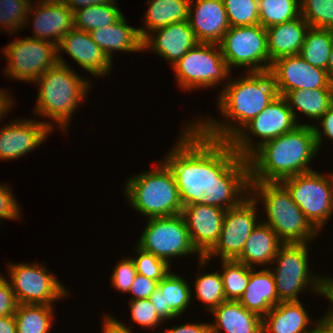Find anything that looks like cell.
Wrapping results in <instances>:
<instances>
[{
  "instance_id": "obj_15",
  "label": "cell",
  "mask_w": 333,
  "mask_h": 333,
  "mask_svg": "<svg viewBox=\"0 0 333 333\" xmlns=\"http://www.w3.org/2000/svg\"><path fill=\"white\" fill-rule=\"evenodd\" d=\"M258 204L249 195L238 206L226 210L219 240L205 257L199 259L200 267L206 266L212 257L236 260L241 255L250 234L259 224Z\"/></svg>"
},
{
  "instance_id": "obj_10",
  "label": "cell",
  "mask_w": 333,
  "mask_h": 333,
  "mask_svg": "<svg viewBox=\"0 0 333 333\" xmlns=\"http://www.w3.org/2000/svg\"><path fill=\"white\" fill-rule=\"evenodd\" d=\"M229 69L241 68L246 72L271 69L266 28L260 24L230 27L219 43ZM264 63V64H263Z\"/></svg>"
},
{
  "instance_id": "obj_55",
  "label": "cell",
  "mask_w": 333,
  "mask_h": 333,
  "mask_svg": "<svg viewBox=\"0 0 333 333\" xmlns=\"http://www.w3.org/2000/svg\"><path fill=\"white\" fill-rule=\"evenodd\" d=\"M316 333H333V322L326 318L319 325Z\"/></svg>"
},
{
  "instance_id": "obj_31",
  "label": "cell",
  "mask_w": 333,
  "mask_h": 333,
  "mask_svg": "<svg viewBox=\"0 0 333 333\" xmlns=\"http://www.w3.org/2000/svg\"><path fill=\"white\" fill-rule=\"evenodd\" d=\"M292 110L298 125L302 124L297 119V111L303 113L309 119L318 121L333 105V88H317L313 90L294 89L283 96Z\"/></svg>"
},
{
  "instance_id": "obj_7",
  "label": "cell",
  "mask_w": 333,
  "mask_h": 333,
  "mask_svg": "<svg viewBox=\"0 0 333 333\" xmlns=\"http://www.w3.org/2000/svg\"><path fill=\"white\" fill-rule=\"evenodd\" d=\"M309 243L282 244L273 259L276 266L270 268L275 280L280 302L299 301V294L306 289L327 298L329 276L311 272ZM306 288V289H305Z\"/></svg>"
},
{
  "instance_id": "obj_39",
  "label": "cell",
  "mask_w": 333,
  "mask_h": 333,
  "mask_svg": "<svg viewBox=\"0 0 333 333\" xmlns=\"http://www.w3.org/2000/svg\"><path fill=\"white\" fill-rule=\"evenodd\" d=\"M31 4V0H0V29L12 35L25 27Z\"/></svg>"
},
{
  "instance_id": "obj_9",
  "label": "cell",
  "mask_w": 333,
  "mask_h": 333,
  "mask_svg": "<svg viewBox=\"0 0 333 333\" xmlns=\"http://www.w3.org/2000/svg\"><path fill=\"white\" fill-rule=\"evenodd\" d=\"M327 176L313 170L280 182L319 232L333 214V176Z\"/></svg>"
},
{
  "instance_id": "obj_35",
  "label": "cell",
  "mask_w": 333,
  "mask_h": 333,
  "mask_svg": "<svg viewBox=\"0 0 333 333\" xmlns=\"http://www.w3.org/2000/svg\"><path fill=\"white\" fill-rule=\"evenodd\" d=\"M122 15L116 4L91 5L74 11V27L90 32L115 23Z\"/></svg>"
},
{
  "instance_id": "obj_11",
  "label": "cell",
  "mask_w": 333,
  "mask_h": 333,
  "mask_svg": "<svg viewBox=\"0 0 333 333\" xmlns=\"http://www.w3.org/2000/svg\"><path fill=\"white\" fill-rule=\"evenodd\" d=\"M137 246L164 260L171 266V258L198 255L181 214L148 218Z\"/></svg>"
},
{
  "instance_id": "obj_19",
  "label": "cell",
  "mask_w": 333,
  "mask_h": 333,
  "mask_svg": "<svg viewBox=\"0 0 333 333\" xmlns=\"http://www.w3.org/2000/svg\"><path fill=\"white\" fill-rule=\"evenodd\" d=\"M226 210L205 204L183 206L184 218L191 241L197 252L205 257L216 245L222 231Z\"/></svg>"
},
{
  "instance_id": "obj_4",
  "label": "cell",
  "mask_w": 333,
  "mask_h": 333,
  "mask_svg": "<svg viewBox=\"0 0 333 333\" xmlns=\"http://www.w3.org/2000/svg\"><path fill=\"white\" fill-rule=\"evenodd\" d=\"M34 83L40 88L33 113L49 118L50 129L53 130L56 124L66 132L72 114L87 98L91 88L89 79L79 76L70 65L57 63Z\"/></svg>"
},
{
  "instance_id": "obj_13",
  "label": "cell",
  "mask_w": 333,
  "mask_h": 333,
  "mask_svg": "<svg viewBox=\"0 0 333 333\" xmlns=\"http://www.w3.org/2000/svg\"><path fill=\"white\" fill-rule=\"evenodd\" d=\"M44 264L8 263L9 283L18 304L53 305L69 295L67 288Z\"/></svg>"
},
{
  "instance_id": "obj_45",
  "label": "cell",
  "mask_w": 333,
  "mask_h": 333,
  "mask_svg": "<svg viewBox=\"0 0 333 333\" xmlns=\"http://www.w3.org/2000/svg\"><path fill=\"white\" fill-rule=\"evenodd\" d=\"M11 192L10 186L0 183V219L2 220L22 219L19 203Z\"/></svg>"
},
{
  "instance_id": "obj_47",
  "label": "cell",
  "mask_w": 333,
  "mask_h": 333,
  "mask_svg": "<svg viewBox=\"0 0 333 333\" xmlns=\"http://www.w3.org/2000/svg\"><path fill=\"white\" fill-rule=\"evenodd\" d=\"M17 305L9 280L0 274V316L14 315Z\"/></svg>"
},
{
  "instance_id": "obj_40",
  "label": "cell",
  "mask_w": 333,
  "mask_h": 333,
  "mask_svg": "<svg viewBox=\"0 0 333 333\" xmlns=\"http://www.w3.org/2000/svg\"><path fill=\"white\" fill-rule=\"evenodd\" d=\"M300 15L310 27L333 29V0H300Z\"/></svg>"
},
{
  "instance_id": "obj_3",
  "label": "cell",
  "mask_w": 333,
  "mask_h": 333,
  "mask_svg": "<svg viewBox=\"0 0 333 333\" xmlns=\"http://www.w3.org/2000/svg\"><path fill=\"white\" fill-rule=\"evenodd\" d=\"M318 151L313 126L298 125L264 142L248 157L250 181L281 182L313 171L309 166Z\"/></svg>"
},
{
  "instance_id": "obj_51",
  "label": "cell",
  "mask_w": 333,
  "mask_h": 333,
  "mask_svg": "<svg viewBox=\"0 0 333 333\" xmlns=\"http://www.w3.org/2000/svg\"><path fill=\"white\" fill-rule=\"evenodd\" d=\"M65 5L73 12L77 9L100 4H117V0H65Z\"/></svg>"
},
{
  "instance_id": "obj_34",
  "label": "cell",
  "mask_w": 333,
  "mask_h": 333,
  "mask_svg": "<svg viewBox=\"0 0 333 333\" xmlns=\"http://www.w3.org/2000/svg\"><path fill=\"white\" fill-rule=\"evenodd\" d=\"M332 44L333 29L310 27L299 56L312 66L326 70Z\"/></svg>"
},
{
  "instance_id": "obj_29",
  "label": "cell",
  "mask_w": 333,
  "mask_h": 333,
  "mask_svg": "<svg viewBox=\"0 0 333 333\" xmlns=\"http://www.w3.org/2000/svg\"><path fill=\"white\" fill-rule=\"evenodd\" d=\"M250 268V278L245 292L238 302L248 311L262 318L280 301L276 291L275 280L269 268Z\"/></svg>"
},
{
  "instance_id": "obj_36",
  "label": "cell",
  "mask_w": 333,
  "mask_h": 333,
  "mask_svg": "<svg viewBox=\"0 0 333 333\" xmlns=\"http://www.w3.org/2000/svg\"><path fill=\"white\" fill-rule=\"evenodd\" d=\"M259 24L264 28L291 21L300 16V0H258Z\"/></svg>"
},
{
  "instance_id": "obj_1",
  "label": "cell",
  "mask_w": 333,
  "mask_h": 333,
  "mask_svg": "<svg viewBox=\"0 0 333 333\" xmlns=\"http://www.w3.org/2000/svg\"><path fill=\"white\" fill-rule=\"evenodd\" d=\"M162 160L173 172L183 206L200 204L207 190L241 157L230 141L208 138L186 123Z\"/></svg>"
},
{
  "instance_id": "obj_41",
  "label": "cell",
  "mask_w": 333,
  "mask_h": 333,
  "mask_svg": "<svg viewBox=\"0 0 333 333\" xmlns=\"http://www.w3.org/2000/svg\"><path fill=\"white\" fill-rule=\"evenodd\" d=\"M230 27L259 24L258 0H222Z\"/></svg>"
},
{
  "instance_id": "obj_32",
  "label": "cell",
  "mask_w": 333,
  "mask_h": 333,
  "mask_svg": "<svg viewBox=\"0 0 333 333\" xmlns=\"http://www.w3.org/2000/svg\"><path fill=\"white\" fill-rule=\"evenodd\" d=\"M147 4L143 18L145 28H138L142 39L166 25L188 21L190 0H148Z\"/></svg>"
},
{
  "instance_id": "obj_20",
  "label": "cell",
  "mask_w": 333,
  "mask_h": 333,
  "mask_svg": "<svg viewBox=\"0 0 333 333\" xmlns=\"http://www.w3.org/2000/svg\"><path fill=\"white\" fill-rule=\"evenodd\" d=\"M30 14H33V19ZM29 16L30 20L33 21L34 34L32 38L45 40L56 45L65 34L75 28L74 12L61 1L36 0V4L30 6L26 25H28Z\"/></svg>"
},
{
  "instance_id": "obj_17",
  "label": "cell",
  "mask_w": 333,
  "mask_h": 333,
  "mask_svg": "<svg viewBox=\"0 0 333 333\" xmlns=\"http://www.w3.org/2000/svg\"><path fill=\"white\" fill-rule=\"evenodd\" d=\"M51 131L48 121L40 118L10 121L0 127V160L24 157L45 142Z\"/></svg>"
},
{
  "instance_id": "obj_2",
  "label": "cell",
  "mask_w": 333,
  "mask_h": 333,
  "mask_svg": "<svg viewBox=\"0 0 333 333\" xmlns=\"http://www.w3.org/2000/svg\"><path fill=\"white\" fill-rule=\"evenodd\" d=\"M244 73L246 75L241 78L230 77L222 90L219 89L217 106L223 119H226H222L223 123L214 117L201 116L196 121L191 120L208 138L230 141L279 96L270 70Z\"/></svg>"
},
{
  "instance_id": "obj_21",
  "label": "cell",
  "mask_w": 333,
  "mask_h": 333,
  "mask_svg": "<svg viewBox=\"0 0 333 333\" xmlns=\"http://www.w3.org/2000/svg\"><path fill=\"white\" fill-rule=\"evenodd\" d=\"M250 173L248 158L240 157L210 187L200 204L220 207L224 210L238 206L249 195Z\"/></svg>"
},
{
  "instance_id": "obj_57",
  "label": "cell",
  "mask_w": 333,
  "mask_h": 333,
  "mask_svg": "<svg viewBox=\"0 0 333 333\" xmlns=\"http://www.w3.org/2000/svg\"><path fill=\"white\" fill-rule=\"evenodd\" d=\"M51 1H61V2H64L65 0H51Z\"/></svg>"
},
{
  "instance_id": "obj_38",
  "label": "cell",
  "mask_w": 333,
  "mask_h": 333,
  "mask_svg": "<svg viewBox=\"0 0 333 333\" xmlns=\"http://www.w3.org/2000/svg\"><path fill=\"white\" fill-rule=\"evenodd\" d=\"M194 283L196 299L206 305L205 310L212 312L219 304L226 301L223 289V281L219 271L197 274Z\"/></svg>"
},
{
  "instance_id": "obj_49",
  "label": "cell",
  "mask_w": 333,
  "mask_h": 333,
  "mask_svg": "<svg viewBox=\"0 0 333 333\" xmlns=\"http://www.w3.org/2000/svg\"><path fill=\"white\" fill-rule=\"evenodd\" d=\"M155 333V332H154ZM162 333H211L210 322L201 323H188L184 325L175 326L165 329Z\"/></svg>"
},
{
  "instance_id": "obj_25",
  "label": "cell",
  "mask_w": 333,
  "mask_h": 333,
  "mask_svg": "<svg viewBox=\"0 0 333 333\" xmlns=\"http://www.w3.org/2000/svg\"><path fill=\"white\" fill-rule=\"evenodd\" d=\"M302 302H279L262 318L263 333H316L327 312L310 328L311 319ZM309 324V325H308Z\"/></svg>"
},
{
  "instance_id": "obj_14",
  "label": "cell",
  "mask_w": 333,
  "mask_h": 333,
  "mask_svg": "<svg viewBox=\"0 0 333 333\" xmlns=\"http://www.w3.org/2000/svg\"><path fill=\"white\" fill-rule=\"evenodd\" d=\"M1 53L8 61L5 74L15 81L34 83L58 63L56 44L30 36L13 40Z\"/></svg>"
},
{
  "instance_id": "obj_50",
  "label": "cell",
  "mask_w": 333,
  "mask_h": 333,
  "mask_svg": "<svg viewBox=\"0 0 333 333\" xmlns=\"http://www.w3.org/2000/svg\"><path fill=\"white\" fill-rule=\"evenodd\" d=\"M103 326H102V333H132L130 328L123 325L118 319H115L113 316H103Z\"/></svg>"
},
{
  "instance_id": "obj_33",
  "label": "cell",
  "mask_w": 333,
  "mask_h": 333,
  "mask_svg": "<svg viewBox=\"0 0 333 333\" xmlns=\"http://www.w3.org/2000/svg\"><path fill=\"white\" fill-rule=\"evenodd\" d=\"M54 305L18 304L14 317L17 333H50Z\"/></svg>"
},
{
  "instance_id": "obj_27",
  "label": "cell",
  "mask_w": 333,
  "mask_h": 333,
  "mask_svg": "<svg viewBox=\"0 0 333 333\" xmlns=\"http://www.w3.org/2000/svg\"><path fill=\"white\" fill-rule=\"evenodd\" d=\"M309 28L301 15L291 21L266 28L270 62L285 56L299 55Z\"/></svg>"
},
{
  "instance_id": "obj_42",
  "label": "cell",
  "mask_w": 333,
  "mask_h": 333,
  "mask_svg": "<svg viewBox=\"0 0 333 333\" xmlns=\"http://www.w3.org/2000/svg\"><path fill=\"white\" fill-rule=\"evenodd\" d=\"M134 252L138 254L137 257L132 258L138 274L160 282L170 272L171 266L152 253L141 249L137 245Z\"/></svg>"
},
{
  "instance_id": "obj_48",
  "label": "cell",
  "mask_w": 333,
  "mask_h": 333,
  "mask_svg": "<svg viewBox=\"0 0 333 333\" xmlns=\"http://www.w3.org/2000/svg\"><path fill=\"white\" fill-rule=\"evenodd\" d=\"M320 121L318 125H312L315 133L316 143L318 150L323 145L322 141L324 137H327L333 141V105L327 110V112L318 120Z\"/></svg>"
},
{
  "instance_id": "obj_53",
  "label": "cell",
  "mask_w": 333,
  "mask_h": 333,
  "mask_svg": "<svg viewBox=\"0 0 333 333\" xmlns=\"http://www.w3.org/2000/svg\"><path fill=\"white\" fill-rule=\"evenodd\" d=\"M0 333H17L14 315L0 316Z\"/></svg>"
},
{
  "instance_id": "obj_16",
  "label": "cell",
  "mask_w": 333,
  "mask_h": 333,
  "mask_svg": "<svg viewBox=\"0 0 333 333\" xmlns=\"http://www.w3.org/2000/svg\"><path fill=\"white\" fill-rule=\"evenodd\" d=\"M270 72L279 96L294 89L333 88L325 69L312 66L299 55L277 59L272 63Z\"/></svg>"
},
{
  "instance_id": "obj_22",
  "label": "cell",
  "mask_w": 333,
  "mask_h": 333,
  "mask_svg": "<svg viewBox=\"0 0 333 333\" xmlns=\"http://www.w3.org/2000/svg\"><path fill=\"white\" fill-rule=\"evenodd\" d=\"M198 43L189 22L180 21L150 32L143 39V51L151 49L173 66Z\"/></svg>"
},
{
  "instance_id": "obj_23",
  "label": "cell",
  "mask_w": 333,
  "mask_h": 333,
  "mask_svg": "<svg viewBox=\"0 0 333 333\" xmlns=\"http://www.w3.org/2000/svg\"><path fill=\"white\" fill-rule=\"evenodd\" d=\"M188 22L199 43L219 44L230 28L222 0H190Z\"/></svg>"
},
{
  "instance_id": "obj_44",
  "label": "cell",
  "mask_w": 333,
  "mask_h": 333,
  "mask_svg": "<svg viewBox=\"0 0 333 333\" xmlns=\"http://www.w3.org/2000/svg\"><path fill=\"white\" fill-rule=\"evenodd\" d=\"M111 277L112 286L120 292L128 293L137 274L132 257H126L119 261L113 269Z\"/></svg>"
},
{
  "instance_id": "obj_54",
  "label": "cell",
  "mask_w": 333,
  "mask_h": 333,
  "mask_svg": "<svg viewBox=\"0 0 333 333\" xmlns=\"http://www.w3.org/2000/svg\"><path fill=\"white\" fill-rule=\"evenodd\" d=\"M327 299L330 301V308H328L327 318L333 322V278L328 279Z\"/></svg>"
},
{
  "instance_id": "obj_46",
  "label": "cell",
  "mask_w": 333,
  "mask_h": 333,
  "mask_svg": "<svg viewBox=\"0 0 333 333\" xmlns=\"http://www.w3.org/2000/svg\"><path fill=\"white\" fill-rule=\"evenodd\" d=\"M158 281L146 276L136 274L128 293H131L129 300L147 299L158 287Z\"/></svg>"
},
{
  "instance_id": "obj_56",
  "label": "cell",
  "mask_w": 333,
  "mask_h": 333,
  "mask_svg": "<svg viewBox=\"0 0 333 333\" xmlns=\"http://www.w3.org/2000/svg\"><path fill=\"white\" fill-rule=\"evenodd\" d=\"M326 71H327L330 81L333 83V44L331 47V53H330V57H329V60L327 63Z\"/></svg>"
},
{
  "instance_id": "obj_28",
  "label": "cell",
  "mask_w": 333,
  "mask_h": 333,
  "mask_svg": "<svg viewBox=\"0 0 333 333\" xmlns=\"http://www.w3.org/2000/svg\"><path fill=\"white\" fill-rule=\"evenodd\" d=\"M215 320L210 323L211 333H263L262 317L248 311L241 303L226 300L212 312Z\"/></svg>"
},
{
  "instance_id": "obj_26",
  "label": "cell",
  "mask_w": 333,
  "mask_h": 333,
  "mask_svg": "<svg viewBox=\"0 0 333 333\" xmlns=\"http://www.w3.org/2000/svg\"><path fill=\"white\" fill-rule=\"evenodd\" d=\"M89 33L111 62L116 51L143 52V39L139 29L129 26L124 15L115 23Z\"/></svg>"
},
{
  "instance_id": "obj_43",
  "label": "cell",
  "mask_w": 333,
  "mask_h": 333,
  "mask_svg": "<svg viewBox=\"0 0 333 333\" xmlns=\"http://www.w3.org/2000/svg\"><path fill=\"white\" fill-rule=\"evenodd\" d=\"M131 320L141 327L155 329L163 323L153 303L147 299L129 300Z\"/></svg>"
},
{
  "instance_id": "obj_18",
  "label": "cell",
  "mask_w": 333,
  "mask_h": 333,
  "mask_svg": "<svg viewBox=\"0 0 333 333\" xmlns=\"http://www.w3.org/2000/svg\"><path fill=\"white\" fill-rule=\"evenodd\" d=\"M64 50L70 57L94 77H105L111 73L112 62L103 50L92 40L89 32L77 29L70 30L57 44L58 63L68 65L61 55ZM104 75V76H103Z\"/></svg>"
},
{
  "instance_id": "obj_37",
  "label": "cell",
  "mask_w": 333,
  "mask_h": 333,
  "mask_svg": "<svg viewBox=\"0 0 333 333\" xmlns=\"http://www.w3.org/2000/svg\"><path fill=\"white\" fill-rule=\"evenodd\" d=\"M220 274L226 300L238 301L250 278V267L237 260H221Z\"/></svg>"
},
{
  "instance_id": "obj_30",
  "label": "cell",
  "mask_w": 333,
  "mask_h": 333,
  "mask_svg": "<svg viewBox=\"0 0 333 333\" xmlns=\"http://www.w3.org/2000/svg\"><path fill=\"white\" fill-rule=\"evenodd\" d=\"M282 244L273 229L260 221L253 229L241 255L236 260L250 268H257L255 265L263 267L266 265L265 267H267L273 262Z\"/></svg>"
},
{
  "instance_id": "obj_8",
  "label": "cell",
  "mask_w": 333,
  "mask_h": 333,
  "mask_svg": "<svg viewBox=\"0 0 333 333\" xmlns=\"http://www.w3.org/2000/svg\"><path fill=\"white\" fill-rule=\"evenodd\" d=\"M173 68L177 85L186 91L215 88L231 75L219 44L198 43L185 53Z\"/></svg>"
},
{
  "instance_id": "obj_24",
  "label": "cell",
  "mask_w": 333,
  "mask_h": 333,
  "mask_svg": "<svg viewBox=\"0 0 333 333\" xmlns=\"http://www.w3.org/2000/svg\"><path fill=\"white\" fill-rule=\"evenodd\" d=\"M192 289L183 276L169 272L150 295L156 313L165 321L181 316L191 304Z\"/></svg>"
},
{
  "instance_id": "obj_52",
  "label": "cell",
  "mask_w": 333,
  "mask_h": 333,
  "mask_svg": "<svg viewBox=\"0 0 333 333\" xmlns=\"http://www.w3.org/2000/svg\"><path fill=\"white\" fill-rule=\"evenodd\" d=\"M8 90L0 89V119H4L5 114L7 115L10 110H12V105L14 104L12 101V96H9ZM10 109V110H9ZM9 110V111H8ZM0 120V121H1Z\"/></svg>"
},
{
  "instance_id": "obj_12",
  "label": "cell",
  "mask_w": 333,
  "mask_h": 333,
  "mask_svg": "<svg viewBox=\"0 0 333 333\" xmlns=\"http://www.w3.org/2000/svg\"><path fill=\"white\" fill-rule=\"evenodd\" d=\"M298 126L287 100L278 96L271 104L246 124L231 140L233 149L248 158L264 142L293 131ZM249 132V133H248ZM258 137V140L249 136ZM255 141V143L253 142ZM259 141V142H257Z\"/></svg>"
},
{
  "instance_id": "obj_5",
  "label": "cell",
  "mask_w": 333,
  "mask_h": 333,
  "mask_svg": "<svg viewBox=\"0 0 333 333\" xmlns=\"http://www.w3.org/2000/svg\"><path fill=\"white\" fill-rule=\"evenodd\" d=\"M249 193L257 203L263 202L267 218L261 222L269 225L283 244L311 243L318 236L319 231L280 182L250 181Z\"/></svg>"
},
{
  "instance_id": "obj_6",
  "label": "cell",
  "mask_w": 333,
  "mask_h": 333,
  "mask_svg": "<svg viewBox=\"0 0 333 333\" xmlns=\"http://www.w3.org/2000/svg\"><path fill=\"white\" fill-rule=\"evenodd\" d=\"M124 185L129 204L146 219L181 214L183 205L175 177L163 161L151 170L131 176Z\"/></svg>"
}]
</instances>
